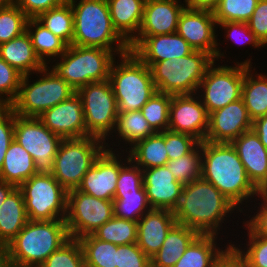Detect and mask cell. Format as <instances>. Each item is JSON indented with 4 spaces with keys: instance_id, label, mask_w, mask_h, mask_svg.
<instances>
[{
    "instance_id": "6da1fadb",
    "label": "cell",
    "mask_w": 267,
    "mask_h": 267,
    "mask_svg": "<svg viewBox=\"0 0 267 267\" xmlns=\"http://www.w3.org/2000/svg\"><path fill=\"white\" fill-rule=\"evenodd\" d=\"M202 178L213 184L240 213L244 212L241 207L245 203L249 207L247 203L261 193L249 180L231 143L202 141Z\"/></svg>"
},
{
    "instance_id": "7a4b0ae2",
    "label": "cell",
    "mask_w": 267,
    "mask_h": 267,
    "mask_svg": "<svg viewBox=\"0 0 267 267\" xmlns=\"http://www.w3.org/2000/svg\"><path fill=\"white\" fill-rule=\"evenodd\" d=\"M236 208L213 184L201 177L183 185L173 214L177 223L199 234L218 235L225 219L235 210L240 212Z\"/></svg>"
},
{
    "instance_id": "3957f363",
    "label": "cell",
    "mask_w": 267,
    "mask_h": 267,
    "mask_svg": "<svg viewBox=\"0 0 267 267\" xmlns=\"http://www.w3.org/2000/svg\"><path fill=\"white\" fill-rule=\"evenodd\" d=\"M70 239L66 221L29 220L8 244L11 267H39Z\"/></svg>"
},
{
    "instance_id": "277c9868",
    "label": "cell",
    "mask_w": 267,
    "mask_h": 267,
    "mask_svg": "<svg viewBox=\"0 0 267 267\" xmlns=\"http://www.w3.org/2000/svg\"><path fill=\"white\" fill-rule=\"evenodd\" d=\"M68 1L74 14L72 45L99 47L117 56L130 51L129 44L113 27L107 0Z\"/></svg>"
},
{
    "instance_id": "5b68a950",
    "label": "cell",
    "mask_w": 267,
    "mask_h": 267,
    "mask_svg": "<svg viewBox=\"0 0 267 267\" xmlns=\"http://www.w3.org/2000/svg\"><path fill=\"white\" fill-rule=\"evenodd\" d=\"M119 58L114 60L109 75L118 113L141 110L157 91L150 67L132 51L120 55Z\"/></svg>"
},
{
    "instance_id": "8992f818",
    "label": "cell",
    "mask_w": 267,
    "mask_h": 267,
    "mask_svg": "<svg viewBox=\"0 0 267 267\" xmlns=\"http://www.w3.org/2000/svg\"><path fill=\"white\" fill-rule=\"evenodd\" d=\"M117 55L99 47L68 45L67 50L50 64V68L63 78L76 92L92 82L109 79L110 69ZM52 65V66H51Z\"/></svg>"
},
{
    "instance_id": "52a82bcc",
    "label": "cell",
    "mask_w": 267,
    "mask_h": 267,
    "mask_svg": "<svg viewBox=\"0 0 267 267\" xmlns=\"http://www.w3.org/2000/svg\"><path fill=\"white\" fill-rule=\"evenodd\" d=\"M214 61L210 54L194 50L187 56L154 63L150 70L156 90L169 95L196 94Z\"/></svg>"
},
{
    "instance_id": "ba28073f",
    "label": "cell",
    "mask_w": 267,
    "mask_h": 267,
    "mask_svg": "<svg viewBox=\"0 0 267 267\" xmlns=\"http://www.w3.org/2000/svg\"><path fill=\"white\" fill-rule=\"evenodd\" d=\"M34 74H39L36 81H29L32 78L30 74L23 75L18 96L10 105L18 116L38 118L44 111L76 93L49 65Z\"/></svg>"
},
{
    "instance_id": "9c48e42d",
    "label": "cell",
    "mask_w": 267,
    "mask_h": 267,
    "mask_svg": "<svg viewBox=\"0 0 267 267\" xmlns=\"http://www.w3.org/2000/svg\"><path fill=\"white\" fill-rule=\"evenodd\" d=\"M105 149V142L94 136L62 139L52 175L67 191L77 189L83 176Z\"/></svg>"
},
{
    "instance_id": "30bf717a",
    "label": "cell",
    "mask_w": 267,
    "mask_h": 267,
    "mask_svg": "<svg viewBox=\"0 0 267 267\" xmlns=\"http://www.w3.org/2000/svg\"><path fill=\"white\" fill-rule=\"evenodd\" d=\"M76 93L82 99L86 136L108 142L114 137L118 116V106L109 79L84 85Z\"/></svg>"
},
{
    "instance_id": "8fae6325",
    "label": "cell",
    "mask_w": 267,
    "mask_h": 267,
    "mask_svg": "<svg viewBox=\"0 0 267 267\" xmlns=\"http://www.w3.org/2000/svg\"><path fill=\"white\" fill-rule=\"evenodd\" d=\"M251 59L236 62L233 66L217 65L214 61L208 67L196 93L208 114L241 98L244 73L252 65Z\"/></svg>"
},
{
    "instance_id": "7c38bea8",
    "label": "cell",
    "mask_w": 267,
    "mask_h": 267,
    "mask_svg": "<svg viewBox=\"0 0 267 267\" xmlns=\"http://www.w3.org/2000/svg\"><path fill=\"white\" fill-rule=\"evenodd\" d=\"M28 220L66 219L67 190L52 174H35L18 187Z\"/></svg>"
},
{
    "instance_id": "4fadbf2b",
    "label": "cell",
    "mask_w": 267,
    "mask_h": 267,
    "mask_svg": "<svg viewBox=\"0 0 267 267\" xmlns=\"http://www.w3.org/2000/svg\"><path fill=\"white\" fill-rule=\"evenodd\" d=\"M14 139L32 156L37 174H52L62 138L38 118L15 114Z\"/></svg>"
},
{
    "instance_id": "5bb4252c",
    "label": "cell",
    "mask_w": 267,
    "mask_h": 267,
    "mask_svg": "<svg viewBox=\"0 0 267 267\" xmlns=\"http://www.w3.org/2000/svg\"><path fill=\"white\" fill-rule=\"evenodd\" d=\"M113 217V201L98 199L77 189L67 191L65 221L70 238L92 234Z\"/></svg>"
},
{
    "instance_id": "9a60e30c",
    "label": "cell",
    "mask_w": 267,
    "mask_h": 267,
    "mask_svg": "<svg viewBox=\"0 0 267 267\" xmlns=\"http://www.w3.org/2000/svg\"><path fill=\"white\" fill-rule=\"evenodd\" d=\"M110 144L105 142V149L83 176L77 190L98 199L113 201L120 168L129 160V156L126 154L122 159V153L110 147Z\"/></svg>"
},
{
    "instance_id": "2e32d148",
    "label": "cell",
    "mask_w": 267,
    "mask_h": 267,
    "mask_svg": "<svg viewBox=\"0 0 267 267\" xmlns=\"http://www.w3.org/2000/svg\"><path fill=\"white\" fill-rule=\"evenodd\" d=\"M217 22L213 11L185 7L180 14L177 33L198 51L210 54L215 61L226 57L217 41ZM217 28V29H216ZM219 59V60H218Z\"/></svg>"
},
{
    "instance_id": "e0dca14e",
    "label": "cell",
    "mask_w": 267,
    "mask_h": 267,
    "mask_svg": "<svg viewBox=\"0 0 267 267\" xmlns=\"http://www.w3.org/2000/svg\"><path fill=\"white\" fill-rule=\"evenodd\" d=\"M208 128L209 114L197 94L172 95L168 130L190 134L202 142Z\"/></svg>"
},
{
    "instance_id": "ac0fdd59",
    "label": "cell",
    "mask_w": 267,
    "mask_h": 267,
    "mask_svg": "<svg viewBox=\"0 0 267 267\" xmlns=\"http://www.w3.org/2000/svg\"><path fill=\"white\" fill-rule=\"evenodd\" d=\"M253 121L242 98L209 114V128L205 141L231 143L242 133L252 129Z\"/></svg>"
},
{
    "instance_id": "d6986e66",
    "label": "cell",
    "mask_w": 267,
    "mask_h": 267,
    "mask_svg": "<svg viewBox=\"0 0 267 267\" xmlns=\"http://www.w3.org/2000/svg\"><path fill=\"white\" fill-rule=\"evenodd\" d=\"M129 48L148 67L163 60L187 56L194 51L177 32L154 36H136L129 43Z\"/></svg>"
},
{
    "instance_id": "ffe728a7",
    "label": "cell",
    "mask_w": 267,
    "mask_h": 267,
    "mask_svg": "<svg viewBox=\"0 0 267 267\" xmlns=\"http://www.w3.org/2000/svg\"><path fill=\"white\" fill-rule=\"evenodd\" d=\"M38 119L62 139L86 137L82 99L77 93L44 111Z\"/></svg>"
},
{
    "instance_id": "44dd1931",
    "label": "cell",
    "mask_w": 267,
    "mask_h": 267,
    "mask_svg": "<svg viewBox=\"0 0 267 267\" xmlns=\"http://www.w3.org/2000/svg\"><path fill=\"white\" fill-rule=\"evenodd\" d=\"M143 171V185L153 209L174 211L182 193L183 184L177 181L167 166Z\"/></svg>"
},
{
    "instance_id": "7402d4cb",
    "label": "cell",
    "mask_w": 267,
    "mask_h": 267,
    "mask_svg": "<svg viewBox=\"0 0 267 267\" xmlns=\"http://www.w3.org/2000/svg\"><path fill=\"white\" fill-rule=\"evenodd\" d=\"M252 184L263 192L267 188V149L253 129L231 142Z\"/></svg>"
},
{
    "instance_id": "603a6c76",
    "label": "cell",
    "mask_w": 267,
    "mask_h": 267,
    "mask_svg": "<svg viewBox=\"0 0 267 267\" xmlns=\"http://www.w3.org/2000/svg\"><path fill=\"white\" fill-rule=\"evenodd\" d=\"M180 0H146L137 36L177 32L180 14L186 7Z\"/></svg>"
},
{
    "instance_id": "cb8c5ba5",
    "label": "cell",
    "mask_w": 267,
    "mask_h": 267,
    "mask_svg": "<svg viewBox=\"0 0 267 267\" xmlns=\"http://www.w3.org/2000/svg\"><path fill=\"white\" fill-rule=\"evenodd\" d=\"M176 223L173 211L152 208L137 222V245L151 259Z\"/></svg>"
},
{
    "instance_id": "d4e9b609",
    "label": "cell",
    "mask_w": 267,
    "mask_h": 267,
    "mask_svg": "<svg viewBox=\"0 0 267 267\" xmlns=\"http://www.w3.org/2000/svg\"><path fill=\"white\" fill-rule=\"evenodd\" d=\"M0 57L23 75H32L46 66L37 56L27 31L1 44Z\"/></svg>"
},
{
    "instance_id": "484cf974",
    "label": "cell",
    "mask_w": 267,
    "mask_h": 267,
    "mask_svg": "<svg viewBox=\"0 0 267 267\" xmlns=\"http://www.w3.org/2000/svg\"><path fill=\"white\" fill-rule=\"evenodd\" d=\"M146 0H107L114 29L129 44L138 34Z\"/></svg>"
},
{
    "instance_id": "4316f807",
    "label": "cell",
    "mask_w": 267,
    "mask_h": 267,
    "mask_svg": "<svg viewBox=\"0 0 267 267\" xmlns=\"http://www.w3.org/2000/svg\"><path fill=\"white\" fill-rule=\"evenodd\" d=\"M199 233L176 223L168 232L162 247L151 258V267H173Z\"/></svg>"
},
{
    "instance_id": "83f0119b",
    "label": "cell",
    "mask_w": 267,
    "mask_h": 267,
    "mask_svg": "<svg viewBox=\"0 0 267 267\" xmlns=\"http://www.w3.org/2000/svg\"><path fill=\"white\" fill-rule=\"evenodd\" d=\"M35 174L32 156L14 139L5 154L0 180L18 188Z\"/></svg>"
},
{
    "instance_id": "f1b7e54d",
    "label": "cell",
    "mask_w": 267,
    "mask_h": 267,
    "mask_svg": "<svg viewBox=\"0 0 267 267\" xmlns=\"http://www.w3.org/2000/svg\"><path fill=\"white\" fill-rule=\"evenodd\" d=\"M28 221L23 194L15 188L0 207V242L8 245Z\"/></svg>"
},
{
    "instance_id": "f546056e",
    "label": "cell",
    "mask_w": 267,
    "mask_h": 267,
    "mask_svg": "<svg viewBox=\"0 0 267 267\" xmlns=\"http://www.w3.org/2000/svg\"><path fill=\"white\" fill-rule=\"evenodd\" d=\"M126 152L129 159L142 170L166 166L169 158L165 147V131L155 132L136 142L132 147H127Z\"/></svg>"
},
{
    "instance_id": "4dcf8cb0",
    "label": "cell",
    "mask_w": 267,
    "mask_h": 267,
    "mask_svg": "<svg viewBox=\"0 0 267 267\" xmlns=\"http://www.w3.org/2000/svg\"><path fill=\"white\" fill-rule=\"evenodd\" d=\"M218 235L199 234L173 267H214L224 251L217 244Z\"/></svg>"
},
{
    "instance_id": "1f68e13d",
    "label": "cell",
    "mask_w": 267,
    "mask_h": 267,
    "mask_svg": "<svg viewBox=\"0 0 267 267\" xmlns=\"http://www.w3.org/2000/svg\"><path fill=\"white\" fill-rule=\"evenodd\" d=\"M252 66L249 65L245 70L241 98L254 121L267 115V74L254 73Z\"/></svg>"
},
{
    "instance_id": "d6a6232c",
    "label": "cell",
    "mask_w": 267,
    "mask_h": 267,
    "mask_svg": "<svg viewBox=\"0 0 267 267\" xmlns=\"http://www.w3.org/2000/svg\"><path fill=\"white\" fill-rule=\"evenodd\" d=\"M26 31L31 37L37 56L46 66L50 64L52 58L53 60L59 58L67 50L68 44L48 30L36 18L28 19Z\"/></svg>"
},
{
    "instance_id": "836d02e7",
    "label": "cell",
    "mask_w": 267,
    "mask_h": 267,
    "mask_svg": "<svg viewBox=\"0 0 267 267\" xmlns=\"http://www.w3.org/2000/svg\"><path fill=\"white\" fill-rule=\"evenodd\" d=\"M119 137L118 145L121 142L132 147L136 142L153 135L155 132L149 126L147 120L140 110L118 113L116 126L113 131ZM123 141H122V140Z\"/></svg>"
},
{
    "instance_id": "e575fe53",
    "label": "cell",
    "mask_w": 267,
    "mask_h": 267,
    "mask_svg": "<svg viewBox=\"0 0 267 267\" xmlns=\"http://www.w3.org/2000/svg\"><path fill=\"white\" fill-rule=\"evenodd\" d=\"M86 267H117V245L95 238L92 234L78 238Z\"/></svg>"
},
{
    "instance_id": "d590c367",
    "label": "cell",
    "mask_w": 267,
    "mask_h": 267,
    "mask_svg": "<svg viewBox=\"0 0 267 267\" xmlns=\"http://www.w3.org/2000/svg\"><path fill=\"white\" fill-rule=\"evenodd\" d=\"M36 19L53 34L63 39L68 45L72 44L74 14L69 1L41 13Z\"/></svg>"
},
{
    "instance_id": "8d00e7d4",
    "label": "cell",
    "mask_w": 267,
    "mask_h": 267,
    "mask_svg": "<svg viewBox=\"0 0 267 267\" xmlns=\"http://www.w3.org/2000/svg\"><path fill=\"white\" fill-rule=\"evenodd\" d=\"M151 209L144 187L140 191L114 195V217L138 222Z\"/></svg>"
},
{
    "instance_id": "74e56055",
    "label": "cell",
    "mask_w": 267,
    "mask_h": 267,
    "mask_svg": "<svg viewBox=\"0 0 267 267\" xmlns=\"http://www.w3.org/2000/svg\"><path fill=\"white\" fill-rule=\"evenodd\" d=\"M92 235L99 240L116 245L137 243V222L113 217Z\"/></svg>"
},
{
    "instance_id": "f35d334b",
    "label": "cell",
    "mask_w": 267,
    "mask_h": 267,
    "mask_svg": "<svg viewBox=\"0 0 267 267\" xmlns=\"http://www.w3.org/2000/svg\"><path fill=\"white\" fill-rule=\"evenodd\" d=\"M174 178L183 185L202 177V142L190 153L167 162Z\"/></svg>"
},
{
    "instance_id": "ab89813d",
    "label": "cell",
    "mask_w": 267,
    "mask_h": 267,
    "mask_svg": "<svg viewBox=\"0 0 267 267\" xmlns=\"http://www.w3.org/2000/svg\"><path fill=\"white\" fill-rule=\"evenodd\" d=\"M172 95L156 91L141 112L154 132H163L169 127V107Z\"/></svg>"
},
{
    "instance_id": "60d3db41",
    "label": "cell",
    "mask_w": 267,
    "mask_h": 267,
    "mask_svg": "<svg viewBox=\"0 0 267 267\" xmlns=\"http://www.w3.org/2000/svg\"><path fill=\"white\" fill-rule=\"evenodd\" d=\"M28 19L12 1L0 10V45L22 35Z\"/></svg>"
},
{
    "instance_id": "b9f144b4",
    "label": "cell",
    "mask_w": 267,
    "mask_h": 267,
    "mask_svg": "<svg viewBox=\"0 0 267 267\" xmlns=\"http://www.w3.org/2000/svg\"><path fill=\"white\" fill-rule=\"evenodd\" d=\"M258 0H220L213 10L214 18L219 23L247 22L252 16Z\"/></svg>"
},
{
    "instance_id": "7bdbcfd3",
    "label": "cell",
    "mask_w": 267,
    "mask_h": 267,
    "mask_svg": "<svg viewBox=\"0 0 267 267\" xmlns=\"http://www.w3.org/2000/svg\"><path fill=\"white\" fill-rule=\"evenodd\" d=\"M39 267H86L79 240L70 238L51 253Z\"/></svg>"
},
{
    "instance_id": "ee69618b",
    "label": "cell",
    "mask_w": 267,
    "mask_h": 267,
    "mask_svg": "<svg viewBox=\"0 0 267 267\" xmlns=\"http://www.w3.org/2000/svg\"><path fill=\"white\" fill-rule=\"evenodd\" d=\"M247 230L248 242L244 243V249L240 245L232 244L238 252L245 258L248 267H267V238L257 236L243 221ZM241 249H240V248ZM246 249V251H245Z\"/></svg>"
},
{
    "instance_id": "f6af8a7d",
    "label": "cell",
    "mask_w": 267,
    "mask_h": 267,
    "mask_svg": "<svg viewBox=\"0 0 267 267\" xmlns=\"http://www.w3.org/2000/svg\"><path fill=\"white\" fill-rule=\"evenodd\" d=\"M23 74L0 57V105L10 106L17 98Z\"/></svg>"
},
{
    "instance_id": "bcb514c9",
    "label": "cell",
    "mask_w": 267,
    "mask_h": 267,
    "mask_svg": "<svg viewBox=\"0 0 267 267\" xmlns=\"http://www.w3.org/2000/svg\"><path fill=\"white\" fill-rule=\"evenodd\" d=\"M199 143L200 141L190 134L165 130V147L169 161L185 156Z\"/></svg>"
},
{
    "instance_id": "7dc6e473",
    "label": "cell",
    "mask_w": 267,
    "mask_h": 267,
    "mask_svg": "<svg viewBox=\"0 0 267 267\" xmlns=\"http://www.w3.org/2000/svg\"><path fill=\"white\" fill-rule=\"evenodd\" d=\"M143 187V171L129 159L120 168L115 193L140 191Z\"/></svg>"
},
{
    "instance_id": "c3c4849f",
    "label": "cell",
    "mask_w": 267,
    "mask_h": 267,
    "mask_svg": "<svg viewBox=\"0 0 267 267\" xmlns=\"http://www.w3.org/2000/svg\"><path fill=\"white\" fill-rule=\"evenodd\" d=\"M224 29L226 33L225 39H229L235 44L244 45L246 43L256 48H264L260 41L255 37V34L249 29L246 22H224L217 24V27ZM242 43V44H240Z\"/></svg>"
},
{
    "instance_id": "681fc988",
    "label": "cell",
    "mask_w": 267,
    "mask_h": 267,
    "mask_svg": "<svg viewBox=\"0 0 267 267\" xmlns=\"http://www.w3.org/2000/svg\"><path fill=\"white\" fill-rule=\"evenodd\" d=\"M117 267H151V259L137 243L117 245Z\"/></svg>"
},
{
    "instance_id": "f907efd6",
    "label": "cell",
    "mask_w": 267,
    "mask_h": 267,
    "mask_svg": "<svg viewBox=\"0 0 267 267\" xmlns=\"http://www.w3.org/2000/svg\"><path fill=\"white\" fill-rule=\"evenodd\" d=\"M260 43L267 46V0H258L256 8L246 22Z\"/></svg>"
},
{
    "instance_id": "816d5d0a",
    "label": "cell",
    "mask_w": 267,
    "mask_h": 267,
    "mask_svg": "<svg viewBox=\"0 0 267 267\" xmlns=\"http://www.w3.org/2000/svg\"><path fill=\"white\" fill-rule=\"evenodd\" d=\"M28 18H37L41 13L58 7L68 0H11Z\"/></svg>"
},
{
    "instance_id": "f5cc1de1",
    "label": "cell",
    "mask_w": 267,
    "mask_h": 267,
    "mask_svg": "<svg viewBox=\"0 0 267 267\" xmlns=\"http://www.w3.org/2000/svg\"><path fill=\"white\" fill-rule=\"evenodd\" d=\"M261 199V200H260ZM260 200V207L257 210V214H253L251 219L245 221L244 223L257 235L260 237L267 238V193L261 192L258 196Z\"/></svg>"
},
{
    "instance_id": "db71d44e",
    "label": "cell",
    "mask_w": 267,
    "mask_h": 267,
    "mask_svg": "<svg viewBox=\"0 0 267 267\" xmlns=\"http://www.w3.org/2000/svg\"><path fill=\"white\" fill-rule=\"evenodd\" d=\"M15 113L11 106H0V146L14 140Z\"/></svg>"
},
{
    "instance_id": "11a10c76",
    "label": "cell",
    "mask_w": 267,
    "mask_h": 267,
    "mask_svg": "<svg viewBox=\"0 0 267 267\" xmlns=\"http://www.w3.org/2000/svg\"><path fill=\"white\" fill-rule=\"evenodd\" d=\"M224 246L225 250L217 258L214 267H248L245 258L232 245V242Z\"/></svg>"
},
{
    "instance_id": "9f6ffc18",
    "label": "cell",
    "mask_w": 267,
    "mask_h": 267,
    "mask_svg": "<svg viewBox=\"0 0 267 267\" xmlns=\"http://www.w3.org/2000/svg\"><path fill=\"white\" fill-rule=\"evenodd\" d=\"M252 129L259 136L260 142L267 149V115L255 119Z\"/></svg>"
},
{
    "instance_id": "6f0895ef",
    "label": "cell",
    "mask_w": 267,
    "mask_h": 267,
    "mask_svg": "<svg viewBox=\"0 0 267 267\" xmlns=\"http://www.w3.org/2000/svg\"><path fill=\"white\" fill-rule=\"evenodd\" d=\"M219 2L220 0H186L184 4L193 9L213 11Z\"/></svg>"
},
{
    "instance_id": "680465c9",
    "label": "cell",
    "mask_w": 267,
    "mask_h": 267,
    "mask_svg": "<svg viewBox=\"0 0 267 267\" xmlns=\"http://www.w3.org/2000/svg\"><path fill=\"white\" fill-rule=\"evenodd\" d=\"M16 187L12 184L0 180V207L2 203L6 200L7 196L15 189Z\"/></svg>"
},
{
    "instance_id": "91938a15",
    "label": "cell",
    "mask_w": 267,
    "mask_h": 267,
    "mask_svg": "<svg viewBox=\"0 0 267 267\" xmlns=\"http://www.w3.org/2000/svg\"><path fill=\"white\" fill-rule=\"evenodd\" d=\"M0 267H11L9 263L8 245L0 242Z\"/></svg>"
},
{
    "instance_id": "94428289",
    "label": "cell",
    "mask_w": 267,
    "mask_h": 267,
    "mask_svg": "<svg viewBox=\"0 0 267 267\" xmlns=\"http://www.w3.org/2000/svg\"><path fill=\"white\" fill-rule=\"evenodd\" d=\"M9 146H0V171L4 162L5 154L8 150Z\"/></svg>"
},
{
    "instance_id": "6125c7cd",
    "label": "cell",
    "mask_w": 267,
    "mask_h": 267,
    "mask_svg": "<svg viewBox=\"0 0 267 267\" xmlns=\"http://www.w3.org/2000/svg\"><path fill=\"white\" fill-rule=\"evenodd\" d=\"M11 0H0V10H2Z\"/></svg>"
}]
</instances>
